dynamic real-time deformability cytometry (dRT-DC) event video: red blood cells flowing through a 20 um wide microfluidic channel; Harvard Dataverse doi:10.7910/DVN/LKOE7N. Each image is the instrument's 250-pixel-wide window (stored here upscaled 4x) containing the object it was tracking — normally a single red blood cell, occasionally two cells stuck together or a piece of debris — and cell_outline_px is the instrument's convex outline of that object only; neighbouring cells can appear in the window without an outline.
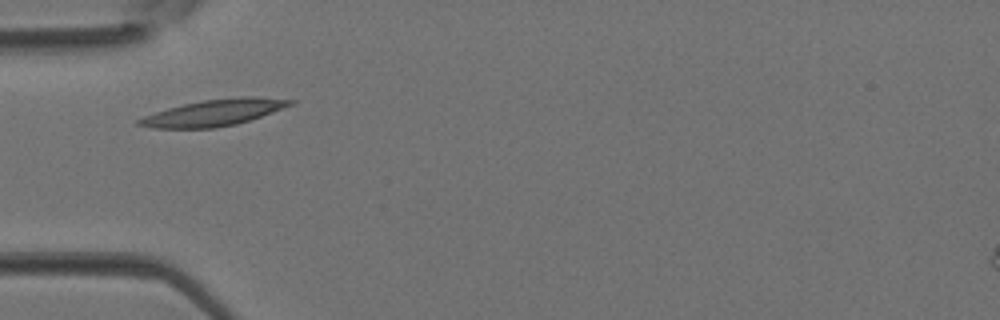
{"species": "Egyptian fruit bat (a non-hibernating species)", "species_latin": "Rousettus aegyptiacus", "temperature_condition": "room temperature", "stored_images_in_passage": 2, "camera_frame_rate_fps": 3000, "um_per_image_px": 0.085, "animal": {"sex": "female"}, "frame": {"image": 1, "passage_image": 2, "time_ms": 0.333, "image_size_px": [1000, 320], "cell_outline_px": [[296, 104], [236, 124], [212, 128], [152, 128], [136, 124], [136, 120], [144, 116], [168, 108], [184, 104], [204, 100], [240, 96], [252, 96], [296, 100]], "centroid_in_image_um": [18.2, 9.57], "position_along_channel_um": 66.8, "area_um2": 23.12}}